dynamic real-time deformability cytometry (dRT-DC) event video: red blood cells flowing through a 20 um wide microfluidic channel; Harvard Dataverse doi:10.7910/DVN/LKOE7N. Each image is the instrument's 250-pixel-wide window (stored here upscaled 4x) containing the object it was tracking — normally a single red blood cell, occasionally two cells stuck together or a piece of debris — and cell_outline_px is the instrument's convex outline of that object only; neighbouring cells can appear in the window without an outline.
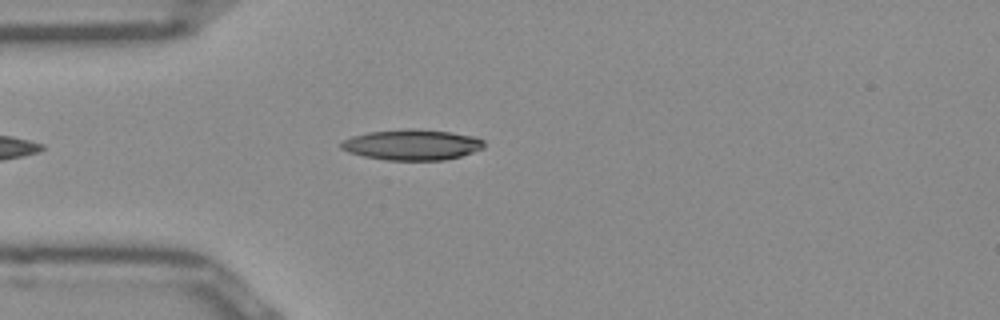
{"species": "Egyptian fruit bat (a non-hibernating species)", "species_latin": "Rousettus aegyptiacus", "temperature_condition": "room temperature", "stored_images_in_passage": 28, "camera_frame_rate_fps": 3000, "um_per_image_px": 0.085, "frame": {"image": 1, "passage_image": 5, "time_ms": 1.333, "image_size_px": [1000, 320], "cell_outline_px": [[484, 148], [460, 156], [444, 160], [388, 160], [364, 156], [348, 152], [340, 148], [340, 144], [344, 140], [352, 136], [368, 132], [404, 128], [416, 128], [448, 132], [476, 136], [484, 140]], "centroid_in_image_um": [35.03, 12.29], "position_along_channel_um": 50.0, "area_um2": 25.61}}
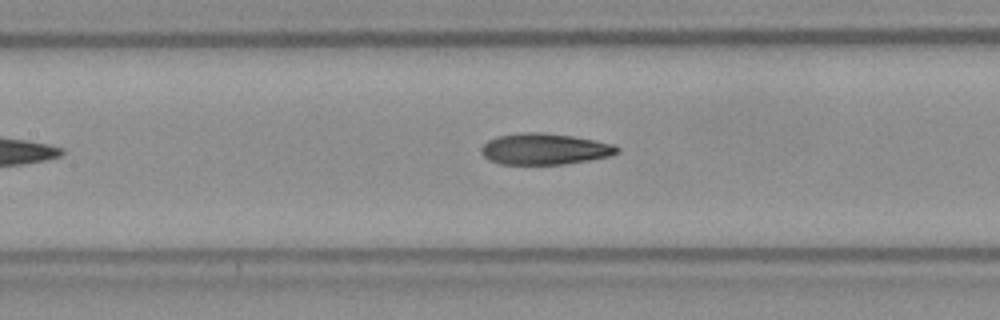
{"frame": {"image": 2, "passage_image": 14, "time_ms": 4.333, "image_size_px": [1000, 320], "cell_outline_px": [[620, 152], [612, 156], [564, 164], [500, 164], [484, 156], [480, 152], [480, 148], [488, 140], [496, 136], [520, 132], [544, 132], [572, 136], [616, 144], [620, 148]], "centroid_in_image_um": [46.32, 12.65], "position_along_channel_um": 161.1, "area_um2": 24.91}}
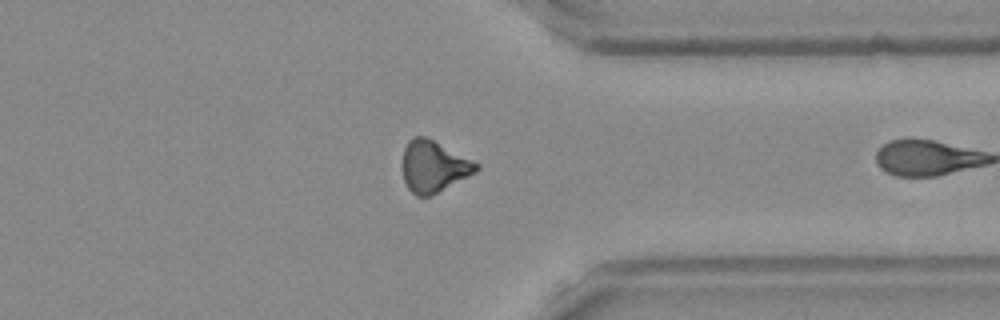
{"frame": {"image": 3, "passage_image": 27, "time_ms": 8.667, "image_size_px": [1000, 320], "cell_outline_px": [[480, 168], [476, 172], [432, 196], [416, 196], [408, 188], [404, 180], [404, 148], [408, 140], [412, 136], [424, 136], [480, 164]], "centroid_in_image_um": [36.87, 14.16], "position_along_channel_um": 374.5, "area_um2": 21.85}}